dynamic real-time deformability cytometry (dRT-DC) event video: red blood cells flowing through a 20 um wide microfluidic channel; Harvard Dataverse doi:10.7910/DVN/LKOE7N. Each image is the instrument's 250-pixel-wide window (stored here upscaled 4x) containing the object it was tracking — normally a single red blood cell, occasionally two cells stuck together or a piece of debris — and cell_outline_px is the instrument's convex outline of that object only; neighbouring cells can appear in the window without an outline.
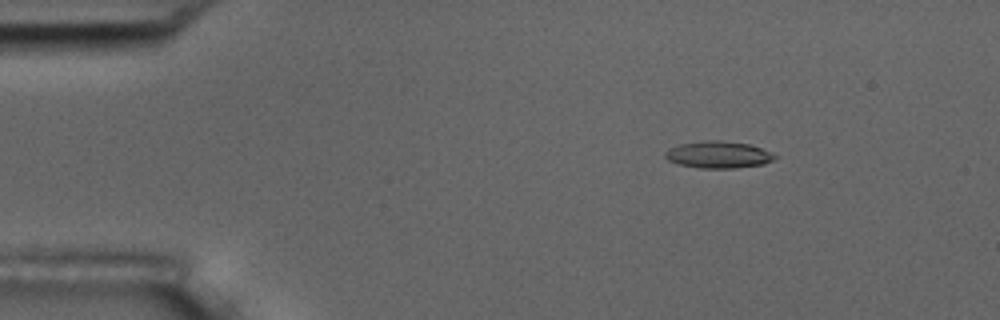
{"species": "common noctule bat (a hibernating species)", "species_latin": "Nyctalus noctula", "temperature_condition": "room temperature", "stored_images_in_passage": 5, "camera_frame_rate_fps": 3000, "um_per_image_px": 0.085, "animal": {"sex": "male", "body_mass_g": 17.5, "forearm_length_mm": 52.3}, "frame": {"image": 1, "passage_image": 3, "time_ms": 2.333, "image_size_px": [1000, 320], "cell_outline_px": [[776, 156], [772, 160], [764, 164], [736, 168], [700, 168], [680, 164], [668, 160], [664, 156], [664, 152], [668, 148], [680, 144], [704, 140], [720, 140], [748, 144], [772, 152]], "centroid_in_image_um": [61.03, 13.14], "position_along_channel_um": 24.0, "area_um2": 17.17}}